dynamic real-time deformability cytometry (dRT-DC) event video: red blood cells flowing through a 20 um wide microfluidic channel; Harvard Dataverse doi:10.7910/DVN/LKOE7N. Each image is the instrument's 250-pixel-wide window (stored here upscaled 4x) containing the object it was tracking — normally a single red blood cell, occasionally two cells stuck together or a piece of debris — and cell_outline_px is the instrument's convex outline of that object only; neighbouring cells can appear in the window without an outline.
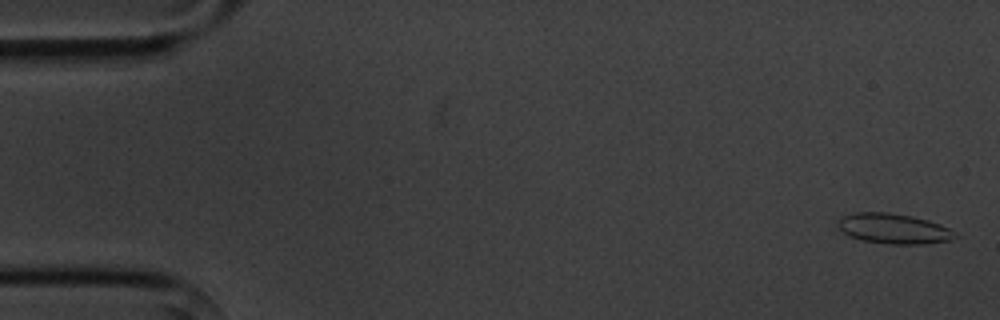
{"species": "common noctule bat (a hibernating species)", "species_latin": "Nyctalus noctula", "temperature_condition": "cold", "stored_images_in_passage": 5, "camera_frame_rate_fps": 3000, "um_per_image_px": 0.085, "animal": {"sex": "male", "body_mass_g": 20.1, "forearm_length_mm": 53.5}, "frame": {"image": 1, "passage_image": 1, "time_ms": 0.0, "image_size_px": [1000, 320], "cell_outline_px": [[956, 236], [952, 240], [924, 244], [888, 244], [860, 240], [848, 236], [836, 224], [836, 220], [844, 216], [856, 212], [888, 212], [912, 216], [928, 220], [940, 224], [956, 232]], "centroid_in_image_um": [75.95, 19.44], "position_along_channel_um": 9.1, "area_um2": 20.75}}
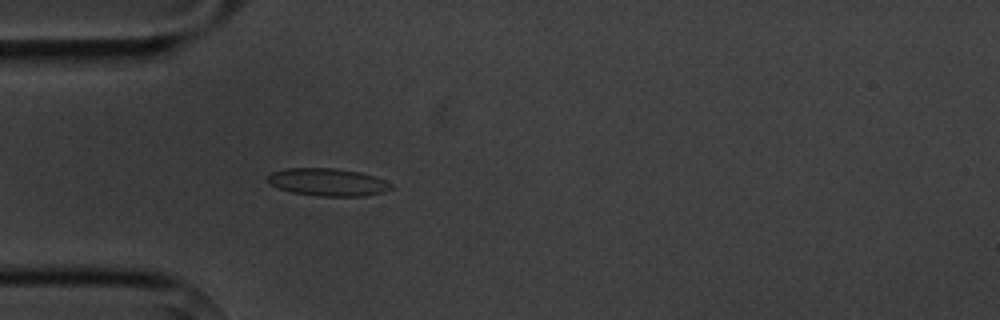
{"frame": {"image": 2, "passage_image": 5, "time_ms": 4.667, "image_size_px": [1000, 320], "cell_outline_px": [[392, 188], [384, 192], [364, 196], [320, 196], [292, 192], [268, 184], [268, 176], [272, 172], [284, 168], [336, 168], [360, 172], [384, 180], [392, 184]], "centroid_in_image_um": [27.85, 15.48], "position_along_channel_um": 57.1, "area_um2": 19.77}}